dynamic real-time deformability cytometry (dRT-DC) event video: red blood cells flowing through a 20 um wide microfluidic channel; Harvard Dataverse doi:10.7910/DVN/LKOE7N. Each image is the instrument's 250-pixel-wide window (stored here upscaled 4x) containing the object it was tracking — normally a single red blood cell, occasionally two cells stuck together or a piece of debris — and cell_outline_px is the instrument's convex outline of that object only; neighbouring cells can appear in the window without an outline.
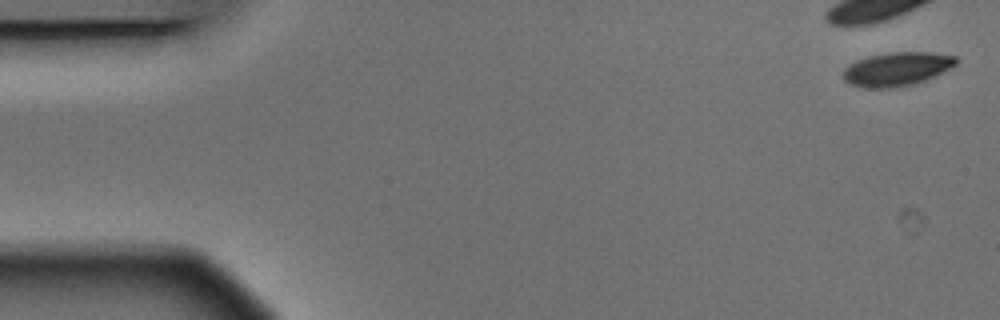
{"species": "Egyptian fruit bat (a non-hibernating species)", "species_latin": "Rousettus aegyptiacus", "temperature_condition": "warm", "stored_images_in_passage": 6, "camera_frame_rate_fps": 3000, "um_per_image_px": 0.085, "animal": {"sex": "male"}, "frame": {"image": 1, "passage_image": 1, "time_ms": 0.0, "image_size_px": [1000, 320], "cell_outline_px": [[956, 64], [924, 80], [900, 88], [864, 88], [852, 84], [844, 80], [844, 68], [856, 60], [868, 56], [888, 52], [932, 52], [956, 56]], "centroid_in_image_um": [76.19, 5.86], "position_along_channel_um": 8.8, "area_um2": 22.02}}